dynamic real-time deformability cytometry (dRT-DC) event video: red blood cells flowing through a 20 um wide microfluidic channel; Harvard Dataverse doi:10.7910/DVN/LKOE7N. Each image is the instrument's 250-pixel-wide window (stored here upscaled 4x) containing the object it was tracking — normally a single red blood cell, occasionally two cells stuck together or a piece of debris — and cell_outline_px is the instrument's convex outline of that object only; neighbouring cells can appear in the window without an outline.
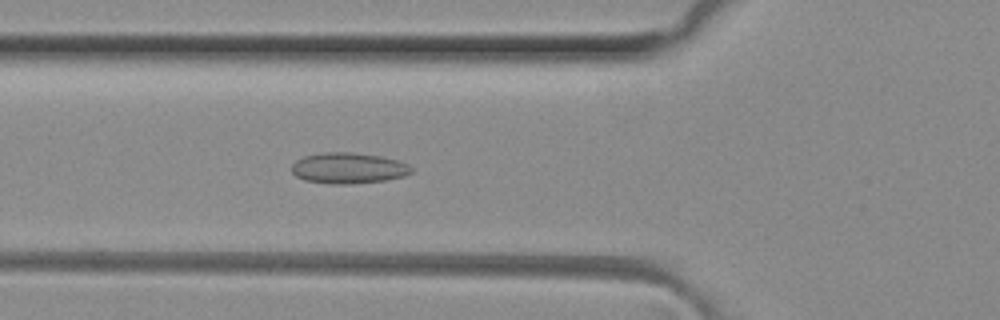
{"species": "common noctule bat (a hibernating species)", "species_latin": "Nyctalus noctula", "temperature_condition": "room temperature", "stored_images_in_passage": 50, "camera_frame_rate_fps": 3000, "um_per_image_px": 0.085, "animal": {"sex": "female", "body_mass_g": 29.2, "forearm_length_mm": 56.3}, "frame": {"image": 1, "passage_image": 18, "time_ms": 5.667, "image_size_px": [1000, 320], "cell_outline_px": [[412, 172], [404, 176], [388, 180], [352, 184], [328, 184], [304, 180], [296, 176], [292, 172], [292, 164], [296, 160], [304, 156], [324, 152], [352, 152], [380, 156], [396, 160], [408, 164], [412, 168]], "centroid_in_image_um": [29.6, 14.3], "position_along_channel_um": 96.2, "area_um2": 21.68}}
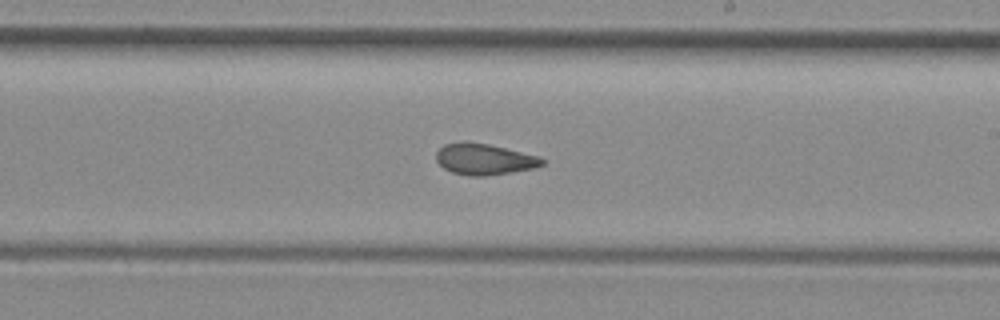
{"frame": {"image": 2, "passage_image": 29, "time_ms": 9.333, "image_size_px": [1000, 320], "cell_outline_px": [[544, 164], [536, 168], [484, 176], [468, 176], [452, 172], [444, 168], [436, 160], [436, 152], [444, 144], [464, 140], [488, 144], [540, 156], [544, 160]], "centroid_in_image_um": [41.15, 13.52], "position_along_channel_um": 247.8, "area_um2": 19.36}}
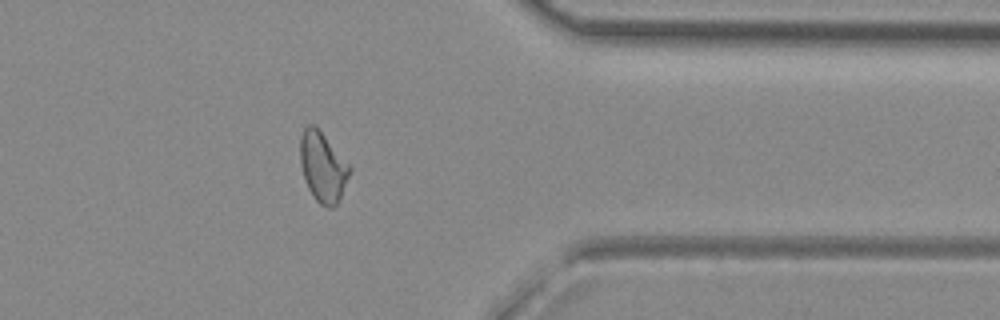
{"frame": {"image": 3, "passage_image": 40, "time_ms": 13.0, "image_size_px": [1000, 320], "cell_outline_px": [[352, 168], [340, 196], [336, 204], [332, 208], [328, 208], [320, 204], [312, 196], [308, 188], [300, 164], [300, 136], [304, 128], [308, 124], [316, 124]], "centroid_in_image_um": [27.42, 14.15], "position_along_channel_um": 384.0, "area_um2": 20.11}, "authors_computed_cell_mechanics": {"area_um2": 20.1144, "velocity_mm_per_s": 4.1231, "shape_relaxation_time_tau1_ms": null, "shape_relaxation_time_tau2_ms": 1.443, "deformation_change_tau1": null, "deformation_change_tau2": 0.0756}}